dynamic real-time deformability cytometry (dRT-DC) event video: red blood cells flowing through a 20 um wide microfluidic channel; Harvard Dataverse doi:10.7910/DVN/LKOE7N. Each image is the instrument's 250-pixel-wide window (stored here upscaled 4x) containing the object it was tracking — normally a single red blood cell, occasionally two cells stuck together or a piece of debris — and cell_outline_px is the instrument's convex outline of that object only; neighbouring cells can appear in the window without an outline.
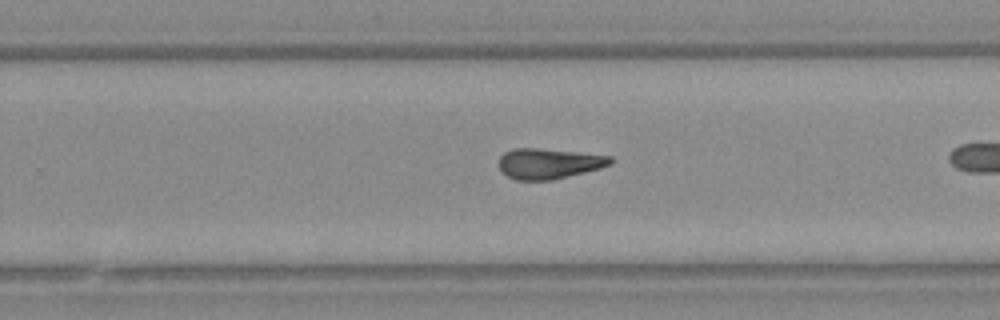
{"species": "Egyptian fruit bat (a non-hibernating species)", "species_latin": "Rousettus aegyptiacus", "temperature_condition": "warm", "stored_images_in_passage": 26, "camera_frame_rate_fps": 3000, "um_per_image_px": 0.085, "animal": {"sex": "female"}, "frame": {"image": 1, "passage_image": 19, "time_ms": 6.0, "image_size_px": [1000, 320], "cell_outline_px": [[612, 160], [608, 164], [600, 168], [552, 180], [516, 180], [508, 176], [500, 168], [500, 156], [504, 152], [512, 148], [536, 148], [612, 156]], "centroid_in_image_um": [46.61, 13.9], "position_along_channel_um": 283.2, "area_um2": 19.42}}